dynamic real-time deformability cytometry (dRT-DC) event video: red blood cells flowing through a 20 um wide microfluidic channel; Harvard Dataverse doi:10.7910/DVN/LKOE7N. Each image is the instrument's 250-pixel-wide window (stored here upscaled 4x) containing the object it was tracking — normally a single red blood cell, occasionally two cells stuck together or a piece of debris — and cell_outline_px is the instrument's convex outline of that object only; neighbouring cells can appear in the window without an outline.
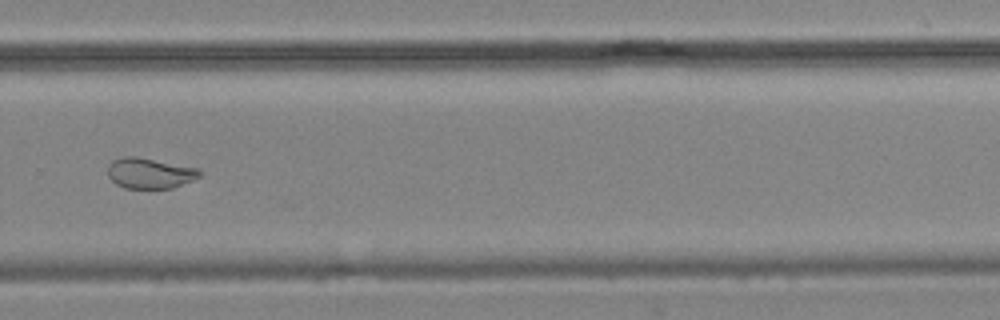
{"species": "common noctule bat (a hibernating species)", "species_latin": "Nyctalus noctula", "temperature_condition": "cold", "stored_images_in_passage": 22, "camera_frame_rate_fps": 3000, "um_per_image_px": 0.085, "animal": {"sex": "male", "body_mass_g": 19.2, "forearm_length_mm": 51.8}, "frame": {"image": 1, "passage_image": 17, "time_ms": 19.333, "image_size_px": [1000, 320], "cell_outline_px": [[200, 176], [192, 180], [172, 188], [124, 188], [116, 184], [108, 176], [108, 164], [112, 160], [124, 156], [136, 156], [200, 168]], "centroid_in_image_um": [12.71, 14.71], "position_along_channel_um": 317.1, "area_um2": 16.42}}
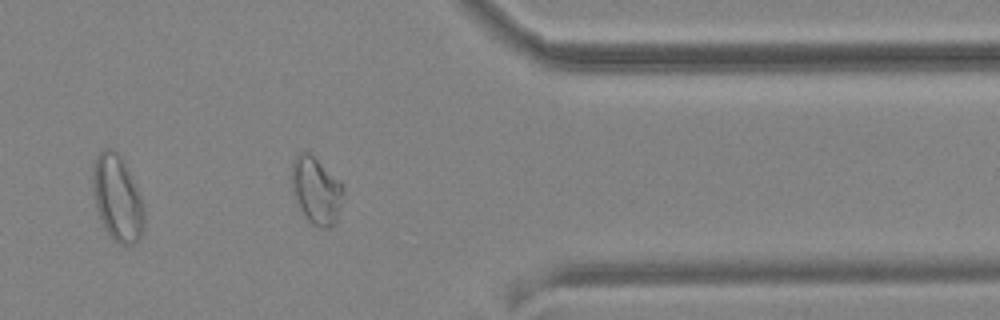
{"frame": {"image": 2, "passage_image": 19, "time_ms": 21.667, "image_size_px": [1000, 320], "cell_outline_px": [[344, 188], [336, 220], [328, 228], [320, 228], [312, 224], [300, 212], [292, 196], [292, 160], [300, 152], [308, 152], [340, 180]], "centroid_in_image_um": [26.84, 16.2], "position_along_channel_um": 384.6, "area_um2": 20.17}}
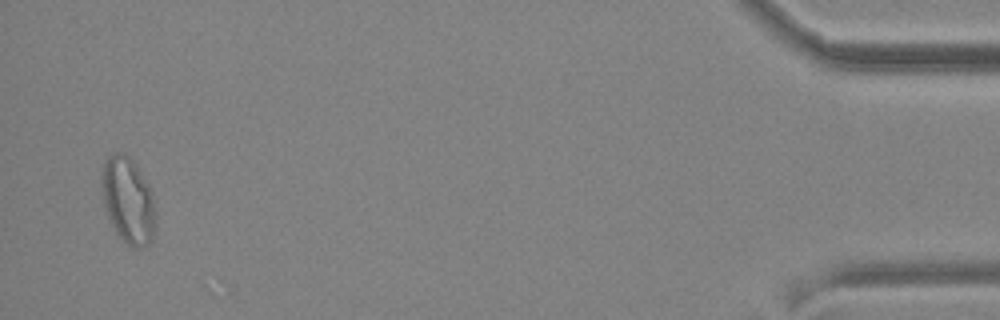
{"frame": {"image": 3, "passage_image": 22, "time_ms": 25.0, "image_size_px": [1000, 320], "cell_outline_px": [[156, 224], [152, 240], [148, 244], [140, 248], [132, 248], [120, 240], [104, 208], [100, 188], [100, 172], [104, 160], [108, 156], [116, 152], [124, 152], [136, 164], [148, 184], [152, 192], [156, 208]], "centroid_in_image_um": [10.87, 17.03], "position_along_channel_um": 424.3, "area_um2": 27.98}}